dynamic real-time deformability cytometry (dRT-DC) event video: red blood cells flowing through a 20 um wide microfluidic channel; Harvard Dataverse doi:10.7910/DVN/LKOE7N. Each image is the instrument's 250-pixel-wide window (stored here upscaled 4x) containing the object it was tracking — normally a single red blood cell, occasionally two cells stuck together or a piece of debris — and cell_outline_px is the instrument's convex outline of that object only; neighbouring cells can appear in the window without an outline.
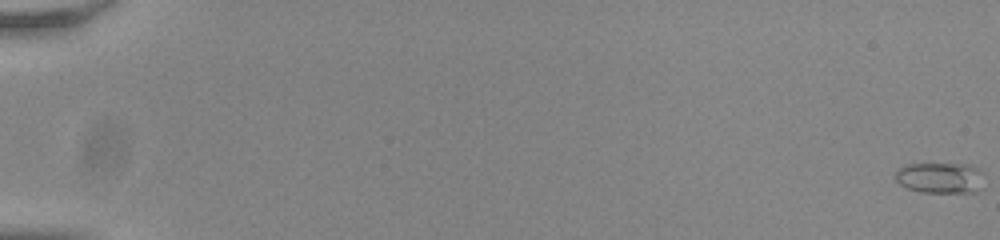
{"species": "common noctule bat (a hibernating species)", "species_latin": "Nyctalus noctula", "temperature_condition": "room temperature", "stored_images_in_passage": 57, "camera_frame_rate_fps": 3000, "um_per_image_px": 0.085, "animal": {"sex": "male", "body_mass_g": 20.0, "forearm_length_mm": 53.3}, "frame": {"image": 1, "passage_image": 1, "time_ms": 0.0, "image_size_px": [1000, 240], "cell_outline_px": [[984, 188], [976, 192], [920, 192], [908, 188], [900, 184], [896, 180], [896, 172], [904, 164], [972, 164], [980, 168], [984, 172]], "centroid_in_image_um": [80.02, 15.11], "position_along_channel_um": 5.0, "area_um2": 16.36}}
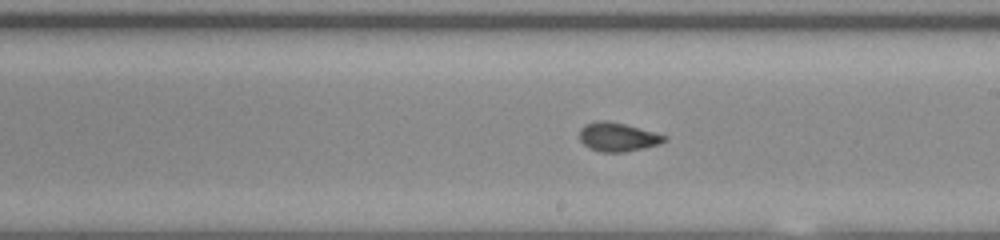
{"frame": {"image": 2, "passage_image": 35, "time_ms": 11.333, "image_size_px": [1000, 240], "cell_outline_px": [[668, 140], [660, 144], [644, 148], [624, 152], [600, 152], [588, 148], [580, 140], [580, 128], [584, 124], [596, 120], [604, 120], [624, 124], [668, 136]], "centroid_in_image_um": [52.5, 11.65], "position_along_channel_um": 236.5, "area_um2": 14.33}}
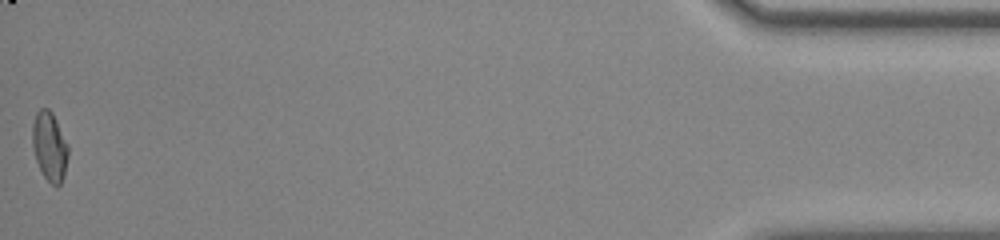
{"frame": {"image": 3, "passage_image": 57, "time_ms": 18.667, "image_size_px": [1000, 240], "cell_outline_px": [[68, 156], [64, 176], [60, 184], [52, 184], [44, 176], [36, 160], [32, 144], [32, 124], [36, 112], [40, 108], [48, 108], [52, 112], [68, 144]], "centroid_in_image_um": [4.21, 12.41], "position_along_channel_um": 431.0, "area_um2": 14.33}, "authors_computed_cell_mechanics": {"area_um2": 14.2188, "velocity_mm_per_s": 3.8118, "shape_relaxation_time_tau1_ms": 5.2995, "shape_relaxation_time_tau2_ms": 1.1719, "deformation_change_tau1": 0.1424, "deformation_change_tau2": 0.0585}}